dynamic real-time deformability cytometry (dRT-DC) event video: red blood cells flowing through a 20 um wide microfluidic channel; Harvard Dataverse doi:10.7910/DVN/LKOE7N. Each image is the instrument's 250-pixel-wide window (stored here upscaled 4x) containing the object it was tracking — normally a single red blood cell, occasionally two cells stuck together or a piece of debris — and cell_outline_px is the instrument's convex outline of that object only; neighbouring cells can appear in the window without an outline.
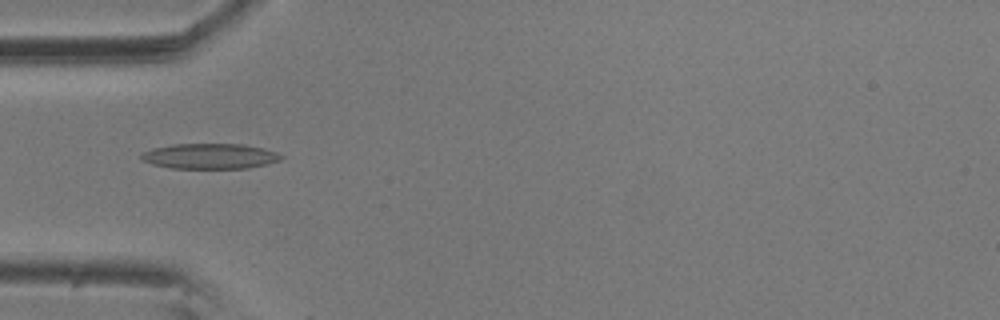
{"species": "common noctule bat (a hibernating species)", "species_latin": "Nyctalus noctula", "temperature_condition": "room temperature", "stored_images_in_passage": 8, "camera_frame_rate_fps": 3000, "um_per_image_px": 0.085, "animal": {"sex": "male", "body_mass_g": 20.5, "forearm_length_mm": 52.5}, "frame": {"image": 1, "passage_image": 5, "time_ms": 1.333, "image_size_px": [1000, 320], "cell_outline_px": [[284, 156], [280, 160], [268, 164], [248, 168], [172, 168], [152, 164], [140, 160], [140, 156], [144, 152], [152, 148], [172, 144], [244, 144], [264, 148], [276, 152]], "centroid_in_image_um": [17.85, 13.27], "position_along_channel_um": 67.2, "area_um2": 20.75}}
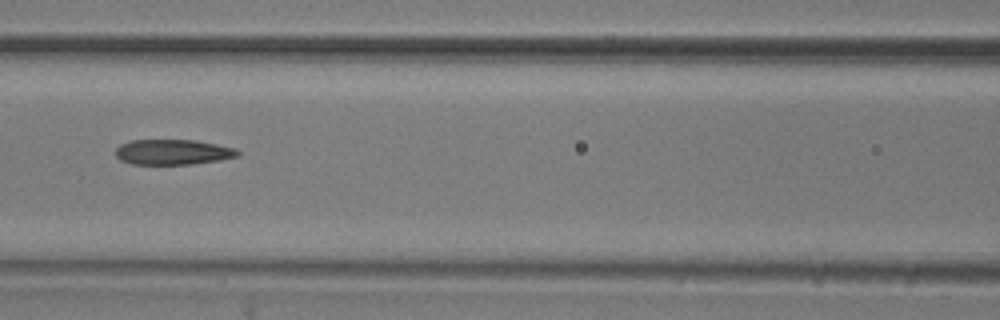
{"frame": {"image": 2, "passage_image": 7, "time_ms": 2.0, "image_size_px": [1000, 320], "cell_outline_px": [[240, 156], [220, 160], [192, 164], [132, 164], [120, 160], [116, 156], [116, 148], [120, 144], [132, 140], [196, 140], [236, 148], [240, 152]], "centroid_in_image_um": [14.71, 12.92], "position_along_channel_um": 151.9, "area_um2": 18.09}}
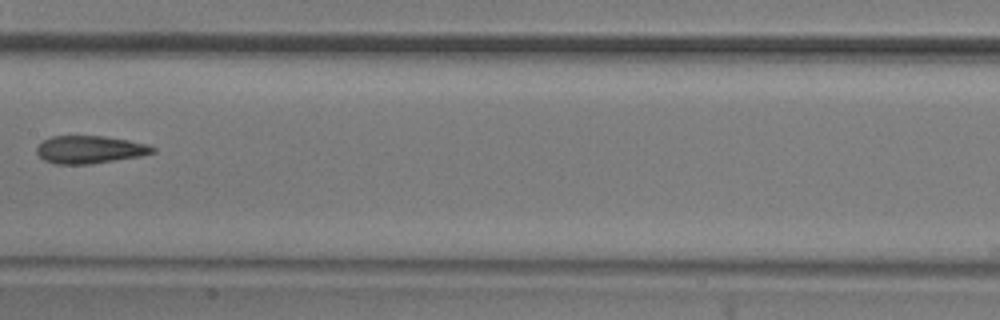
{"frame": {"image": 3, "passage_image": 8, "time_ms": 2.333, "image_size_px": [1000, 320], "cell_outline_px": [[156, 152], [140, 156], [88, 164], [56, 164], [44, 160], [36, 152], [36, 148], [44, 140], [52, 136], [104, 136], [128, 140], [148, 144], [156, 148]], "centroid_in_image_um": [7.65, 12.71], "position_along_channel_um": 199.8, "area_um2": 18.61}}